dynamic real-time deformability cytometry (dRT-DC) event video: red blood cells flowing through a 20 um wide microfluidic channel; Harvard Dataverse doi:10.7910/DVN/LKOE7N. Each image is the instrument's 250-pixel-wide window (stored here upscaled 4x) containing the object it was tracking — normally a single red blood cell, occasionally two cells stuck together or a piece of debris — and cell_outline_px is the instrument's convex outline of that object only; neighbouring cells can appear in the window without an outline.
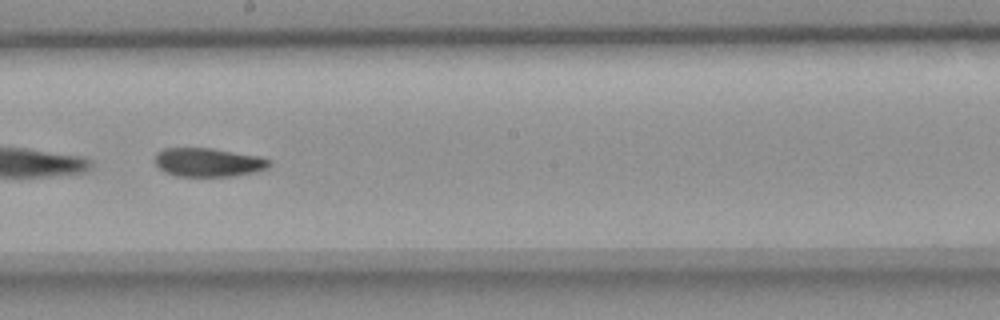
{"species": "common noctule bat (a hibernating species)", "species_latin": "Nyctalus noctula", "temperature_condition": "room temperature", "stored_images_in_passage": 40, "camera_frame_rate_fps": 3000, "um_per_image_px": 0.085, "animal": {"sex": "female", "body_mass_g": 18.4}, "frame": {"image": 1, "passage_image": 23, "time_ms": 7.333, "image_size_px": [1000, 320], "cell_outline_px": [[272, 164], [268, 168], [256, 172], [232, 176], [176, 176], [164, 172], [156, 164], [156, 152], [164, 148], [212, 148], [260, 156], [272, 160]], "centroid_in_image_um": [17.75, 13.79], "position_along_channel_um": 230.5, "area_um2": 19.31}, "authors_computed_cell_mechanics": {"area_um2": 19.8254, "velocity_mm_per_s": 3.6446, "shape_relaxation_time_tau1_ms": null, "shape_relaxation_time_tau2_ms": 7.7384, "deformation_change_tau1": null, "deformation_change_tau2": 0.1245}}